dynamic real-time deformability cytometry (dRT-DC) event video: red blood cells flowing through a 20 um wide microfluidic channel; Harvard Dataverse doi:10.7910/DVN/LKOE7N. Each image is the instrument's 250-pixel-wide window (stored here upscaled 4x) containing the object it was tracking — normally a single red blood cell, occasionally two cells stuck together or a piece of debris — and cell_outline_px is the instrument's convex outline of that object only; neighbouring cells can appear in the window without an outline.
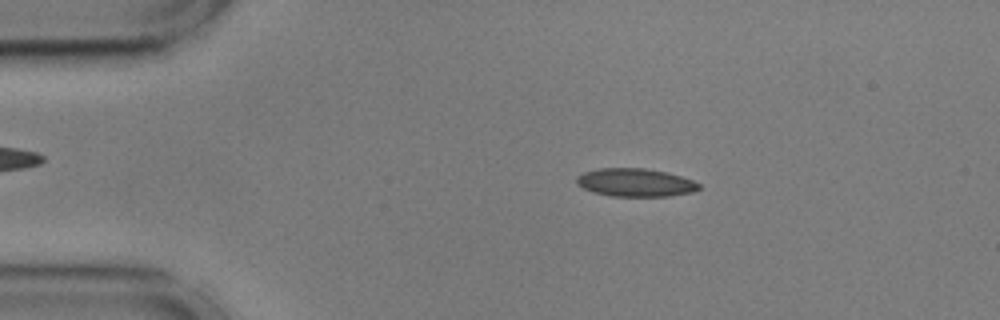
{"species": "common noctule bat (a hibernating species)", "species_latin": "Nyctalus noctula", "temperature_condition": "cold", "stored_images_in_passage": 54, "camera_frame_rate_fps": 3000, "um_per_image_px": 0.085, "animal": {"sex": "male", "body_mass_g": 17.9, "forearm_length_mm": 54.2}, "frame": {"image": 1, "passage_image": 9, "time_ms": 2.667, "image_size_px": [1000, 320], "cell_outline_px": [[700, 188], [692, 192], [668, 196], [612, 196], [592, 192], [576, 184], [576, 176], [584, 172], [596, 168], [644, 168], [668, 172], [692, 180], [700, 184]], "centroid_in_image_um": [53.97, 15.51], "position_along_channel_um": 31.0, "area_um2": 20.11}}
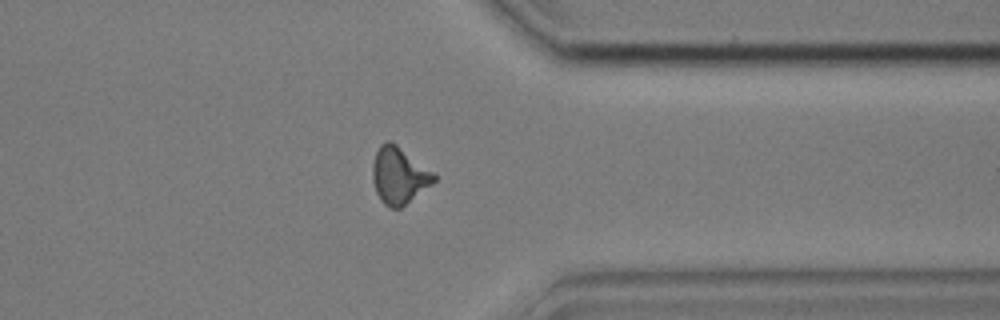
{"frame": {"image": 2, "passage_image": 42, "time_ms": 13.667, "image_size_px": [1000, 320], "cell_outline_px": [[436, 180], [432, 184], [400, 208], [388, 208], [380, 200], [376, 192], [372, 180], [372, 164], [376, 152], [380, 144], [388, 140], [396, 144], [432, 172], [436, 176]], "centroid_in_image_um": [33.87, 14.93], "position_along_channel_um": 377.5, "area_um2": 20.06}}
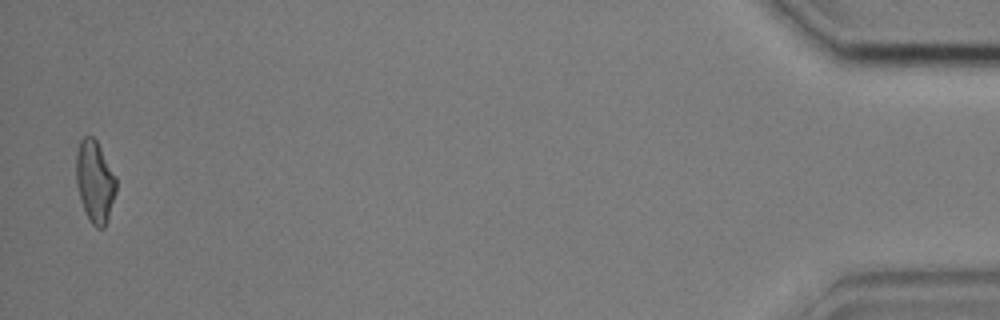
{"frame": {"image": 3, "passage_image": 53, "time_ms": 17.333, "image_size_px": [1000, 320], "cell_outline_px": [[116, 192], [104, 228], [96, 228], [88, 220], [80, 200], [76, 184], [76, 156], [80, 140], [84, 136], [92, 136], [96, 140], [116, 176]], "centroid_in_image_um": [8.05, 15.44], "position_along_channel_um": 427.2, "area_um2": 19.07}, "authors_computed_cell_mechanics": {"area_um2": 19.6809, "velocity_mm_per_s": 3.6158, "shape_relaxation_time_tau1_ms": null, "shape_relaxation_time_tau2_ms": 2.8673, "deformation_change_tau1": null, "deformation_change_tau2": 0.0718}}